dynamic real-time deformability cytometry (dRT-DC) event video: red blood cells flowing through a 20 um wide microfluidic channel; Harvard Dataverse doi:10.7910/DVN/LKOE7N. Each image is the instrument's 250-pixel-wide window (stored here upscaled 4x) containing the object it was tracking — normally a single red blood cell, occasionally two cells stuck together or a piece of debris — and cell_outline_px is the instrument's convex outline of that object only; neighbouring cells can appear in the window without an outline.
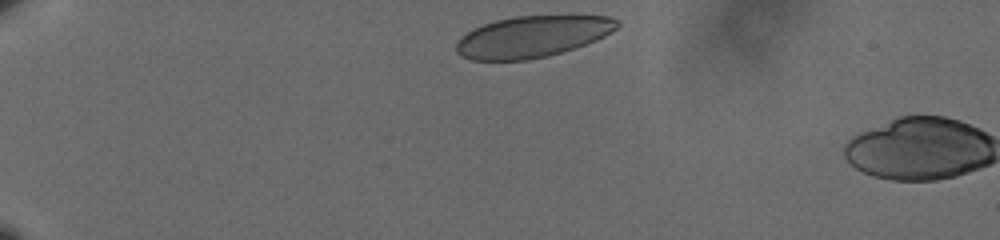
{"species": "human", "species_latin": "Homo sapiens", "temperature_condition": "cold", "stored_images_in_passage": 3, "camera_frame_rate_fps": 3000, "um_per_image_px": 0.085, "donor": {"sex": "male"}, "frame": {"image": 1, "passage_image": 1, "time_ms": 0.0, "image_size_px": [1000, 240], "cell_outline_px": [[620, 24], [616, 28], [604, 36], [596, 40], [548, 56], [528, 60], [472, 60], [460, 56], [456, 52], [456, 44], [460, 36], [472, 28], [496, 20], [516, 16], [608, 16], [620, 20]], "centroid_in_image_um": [45.2, 3.11], "position_along_channel_um": 39.8, "area_um2": 38.73}}